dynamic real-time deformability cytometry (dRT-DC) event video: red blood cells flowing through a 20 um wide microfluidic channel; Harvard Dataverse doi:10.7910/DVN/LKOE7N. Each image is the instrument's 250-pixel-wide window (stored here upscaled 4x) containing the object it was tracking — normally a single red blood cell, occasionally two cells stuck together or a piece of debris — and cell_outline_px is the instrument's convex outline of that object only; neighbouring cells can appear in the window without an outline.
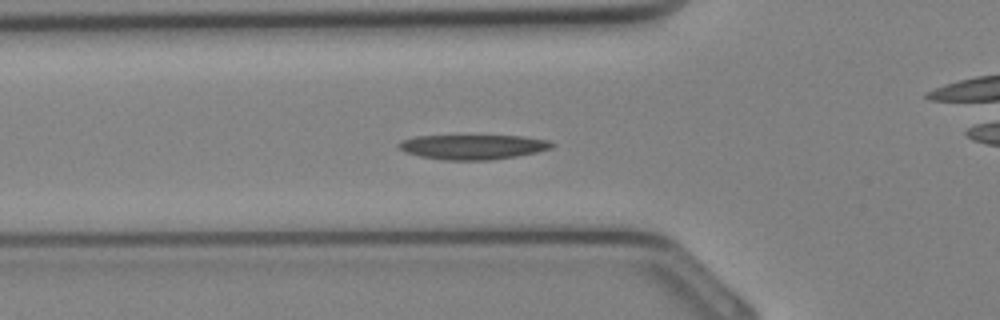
{"species": "Egyptian fruit bat (a non-hibernating species)", "species_latin": "Rousettus aegyptiacus", "temperature_condition": "cold", "stored_images_in_passage": 22, "camera_frame_rate_fps": 3000, "um_per_image_px": 0.085, "animal": {"sex": "female"}, "frame": {"image": 1, "passage_image": 11, "time_ms": 3.333, "image_size_px": [1000, 320], "cell_outline_px": [[556, 144], [552, 148], [536, 152], [516, 156], [488, 160], [444, 160], [420, 156], [404, 152], [396, 144], [400, 140], [416, 136], [520, 136], [548, 140]], "centroid_in_image_um": [40.17, 12.49], "position_along_channel_um": 85.6, "area_um2": 22.02}}
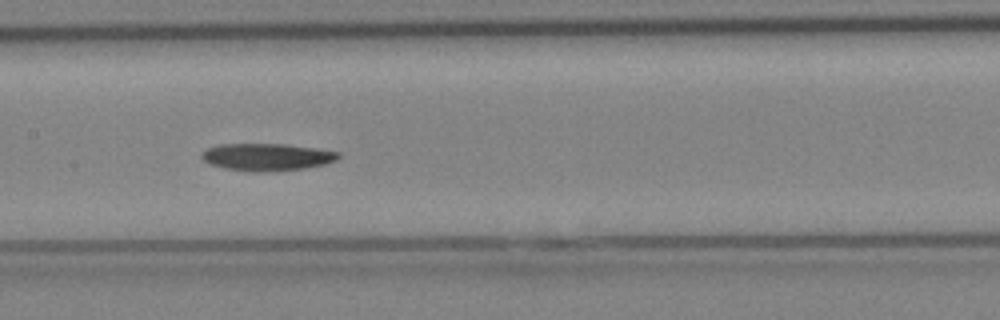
{"frame": {"image": 2, "passage_image": 16, "time_ms": 5.0, "image_size_px": [1000, 320], "cell_outline_px": [[340, 156], [336, 160], [324, 164], [304, 168], [264, 172], [252, 172], [224, 168], [212, 164], [204, 160], [200, 156], [208, 148], [220, 144], [284, 144], [316, 148], [340, 152]], "centroid_in_image_um": [22.7, 13.34], "position_along_channel_um": 184.7, "area_um2": 21.56}}
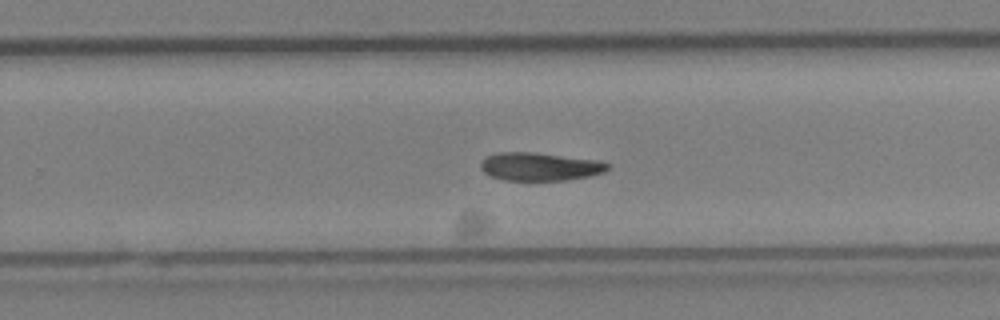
{"frame": {"image": 3, "passage_image": 21, "time_ms": 6.667, "image_size_px": [1000, 320], "cell_outline_px": [[612, 164], [604, 172], [588, 176], [564, 180], [504, 180], [492, 176], [484, 172], [480, 168], [480, 160], [488, 156], [500, 152], [532, 152], [596, 160]], "centroid_in_image_um": [45.86, 14.16], "position_along_channel_um": 283.9, "area_um2": 20.63}}